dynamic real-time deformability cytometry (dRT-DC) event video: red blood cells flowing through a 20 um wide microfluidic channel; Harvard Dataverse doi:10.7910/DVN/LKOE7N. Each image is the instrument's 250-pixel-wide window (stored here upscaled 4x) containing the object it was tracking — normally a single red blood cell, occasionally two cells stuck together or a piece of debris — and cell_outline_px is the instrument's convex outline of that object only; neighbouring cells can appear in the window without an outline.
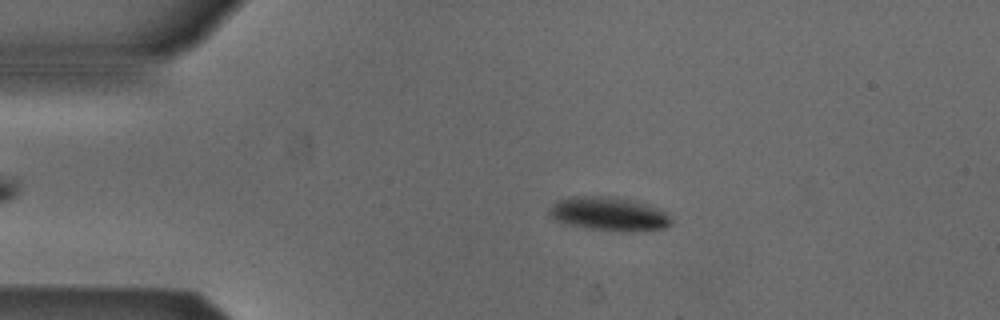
{"species": "Egyptian fruit bat (a non-hibernating species)", "species_latin": "Rousettus aegyptiacus", "temperature_condition": "cold", "stored_images_in_passage": 52, "camera_frame_rate_fps": 3000, "um_per_image_px": 0.085, "animal": {"sex": "male"}, "frame": {"image": 1, "passage_image": 10, "time_ms": 3.0, "image_size_px": [1000, 320], "cell_outline_px": [[672, 224], [664, 228], [592, 228], [564, 224], [556, 220], [548, 212], [556, 200], [568, 196], [612, 196], [636, 200], [660, 208], [672, 220]], "centroid_in_image_um": [51.7, 18.1], "position_along_channel_um": 33.3, "area_um2": 23.06}}
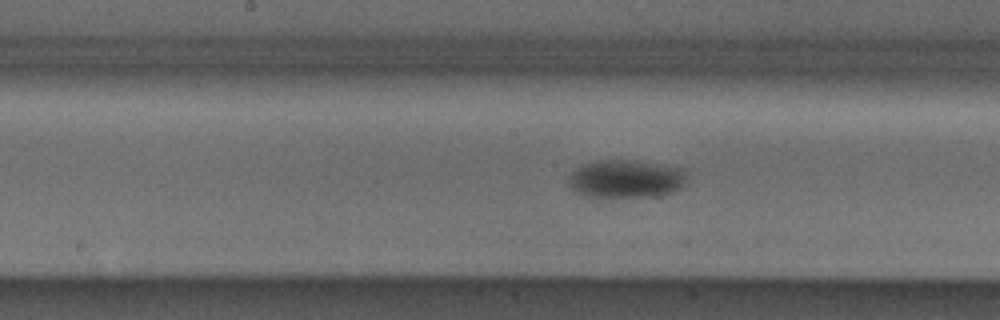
{"frame": {"image": 2, "passage_image": 26, "time_ms": 8.333, "image_size_px": [1000, 320], "cell_outline_px": [[684, 184], [680, 188], [672, 192], [648, 196], [588, 196], [576, 192], [568, 184], [568, 176], [572, 172], [584, 164], [600, 160], [628, 160], [684, 168]], "centroid_in_image_um": [53.17, 15.19], "position_along_channel_um": 195.0, "area_um2": 25.61}}
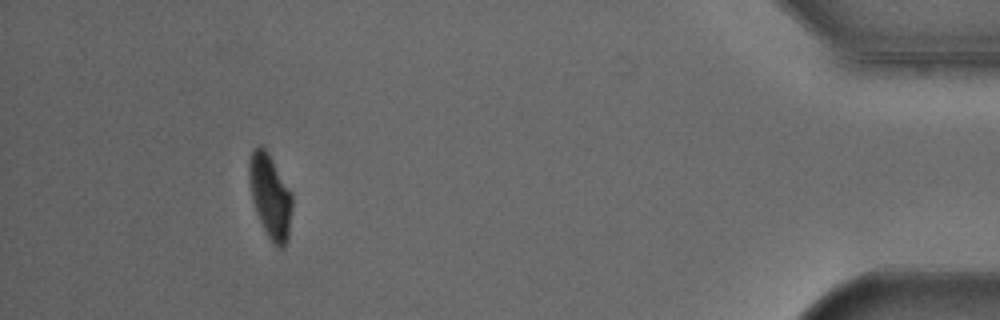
{"frame": {"image": 3, "passage_image": 48, "time_ms": 15.667, "image_size_px": [1000, 320], "cell_outline_px": [[292, 208], [288, 240], [284, 248], [280, 248], [272, 244], [256, 212], [252, 196], [248, 176], [248, 160], [252, 152], [260, 144], [268, 152], [292, 192]], "centroid_in_image_um": [22.98, 16.69], "position_along_channel_um": 412.2, "area_um2": 21.1}, "authors_computed_cell_mechanics": {"area_um2": 23.5824, "velocity_mm_per_s": 3.851, "shape_relaxation_time_tau1_ms": 2.3489, "shape_relaxation_time_tau2_ms": 6.0948, "deformation_change_tau1": 0.0902, "deformation_change_tau2": 0.0508}}